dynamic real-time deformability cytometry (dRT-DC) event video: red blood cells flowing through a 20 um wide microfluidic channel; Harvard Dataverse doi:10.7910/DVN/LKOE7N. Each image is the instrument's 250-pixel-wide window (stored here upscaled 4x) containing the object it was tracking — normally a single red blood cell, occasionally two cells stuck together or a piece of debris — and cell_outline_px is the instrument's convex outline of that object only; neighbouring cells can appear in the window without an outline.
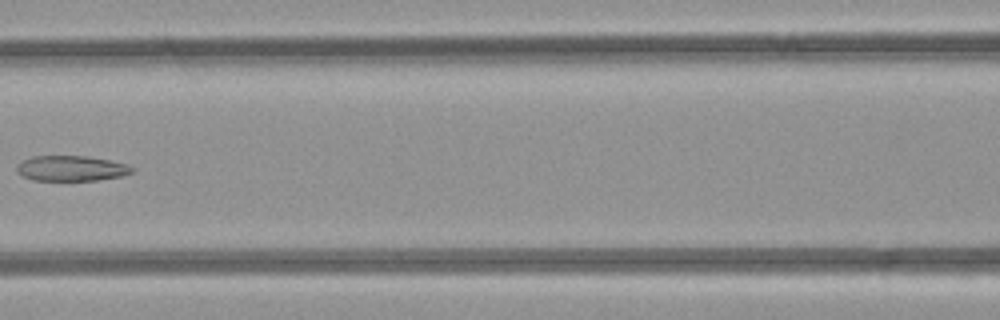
{"species": "common noctule bat (a hibernating species)", "species_latin": "Nyctalus noctula", "temperature_condition": "room temperature", "stored_images_in_passage": 5, "camera_frame_rate_fps": 3000, "um_per_image_px": 0.085, "animal": {"sex": "female", "body_mass_g": 21.9}, "frame": {"image": 1, "passage_image": 5, "time_ms": 4.667, "image_size_px": [1000, 320], "cell_outline_px": [[136, 168], [132, 172], [120, 176], [96, 180], [32, 180], [20, 176], [16, 172], [16, 168], [24, 160], [32, 156], [88, 156], [128, 164]], "centroid_in_image_um": [6.05, 14.31], "position_along_channel_um": 160.5, "area_um2": 16.99}}